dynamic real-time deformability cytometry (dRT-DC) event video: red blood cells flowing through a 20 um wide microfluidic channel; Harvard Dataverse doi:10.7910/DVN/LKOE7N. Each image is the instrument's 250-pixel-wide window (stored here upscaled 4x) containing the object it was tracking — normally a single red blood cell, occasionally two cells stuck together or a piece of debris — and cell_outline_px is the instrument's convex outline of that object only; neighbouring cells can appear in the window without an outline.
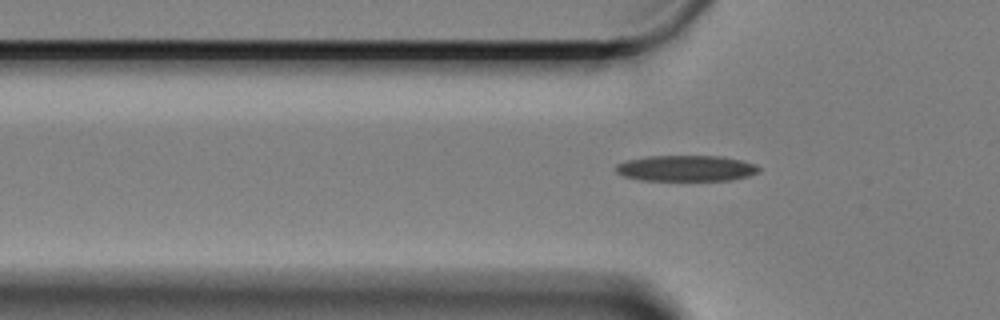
{"species": "Egyptian fruit bat (a non-hibernating species)", "species_latin": "Rousettus aegyptiacus", "temperature_condition": "cold", "stored_images_in_passage": 55, "camera_frame_rate_fps": 3000, "um_per_image_px": 0.085, "animal": {"sex": "female"}, "frame": {"image": 1, "passage_image": 18, "time_ms": 5.667, "image_size_px": [1000, 320], "cell_outline_px": [[760, 172], [748, 176], [732, 180], [640, 180], [624, 176], [616, 172], [616, 164], [628, 160], [644, 156], [724, 156], [756, 164], [760, 168]], "centroid_in_image_um": [58.34, 14.3], "position_along_channel_um": 67.5, "area_um2": 21.68}}
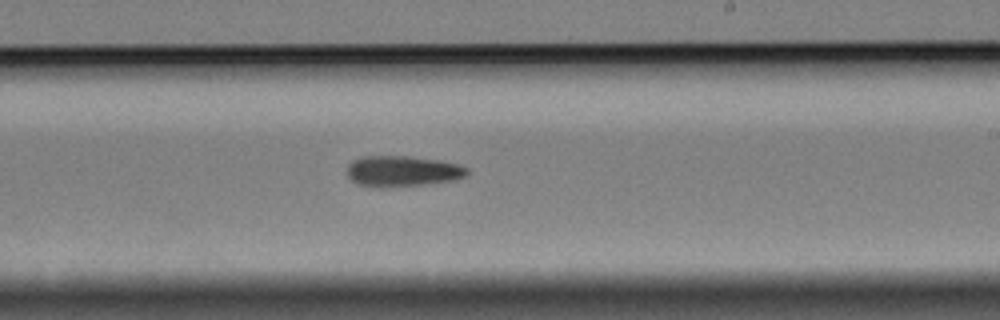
{"frame": {"image": 2, "passage_image": 35, "time_ms": 11.333, "image_size_px": [1000, 320], "cell_outline_px": [[468, 172], [464, 176], [452, 180], [420, 184], [384, 188], [372, 188], [356, 184], [348, 176], [348, 164], [352, 160], [364, 156], [408, 156], [440, 160], [460, 164], [468, 168]], "centroid_in_image_um": [34.16, 14.55], "position_along_channel_um": 254.8, "area_um2": 21.62}}
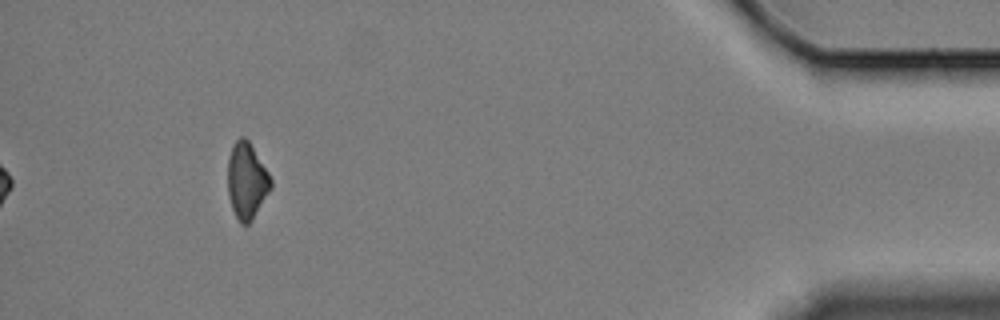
{"frame": {"image": 3, "passage_image": 55, "time_ms": 18.0, "image_size_px": [1000, 320], "cell_outline_px": [[272, 188], [252, 220], [248, 224], [240, 224], [232, 208], [228, 196], [228, 156], [232, 144], [240, 136], [244, 136], [248, 140], [268, 172], [272, 180]], "centroid_in_image_um": [20.96, 15.36], "position_along_channel_um": 414.2, "area_um2": 19.19}, "authors_computed_cell_mechanics": {"area_um2": 20.808, "velocity_mm_per_s": 3.298, "shape_relaxation_time_tau1_ms": 5.6957, "shape_relaxation_time_tau2_ms": null, "deformation_change_tau1": 0.1426, "deformation_change_tau2": null}}